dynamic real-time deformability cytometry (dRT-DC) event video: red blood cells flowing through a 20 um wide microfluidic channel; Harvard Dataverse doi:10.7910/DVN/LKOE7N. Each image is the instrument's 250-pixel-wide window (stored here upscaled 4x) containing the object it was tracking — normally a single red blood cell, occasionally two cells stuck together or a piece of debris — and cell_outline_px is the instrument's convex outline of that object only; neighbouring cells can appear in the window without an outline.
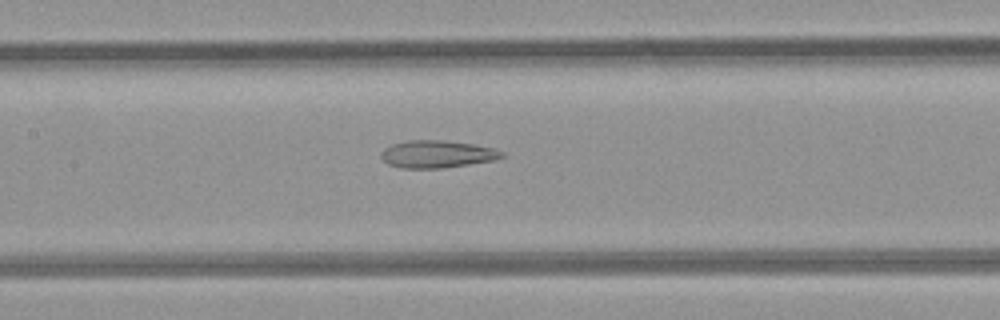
{"species": "common noctule bat (a hibernating species)", "species_latin": "Nyctalus noctula", "temperature_condition": "room temperature", "stored_images_in_passage": 39, "camera_frame_rate_fps": 3000, "um_per_image_px": 0.085, "animal": {"sex": "female", "body_mass_g": 21.9}, "frame": {"image": 1, "passage_image": 15, "time_ms": 4.667, "image_size_px": [1000, 320], "cell_outline_px": [[504, 156], [496, 160], [440, 168], [400, 168], [388, 164], [380, 156], [380, 152], [384, 148], [392, 144], [408, 140], [444, 140], [476, 144], [496, 148], [504, 152]], "centroid_in_image_um": [37.17, 13.09], "position_along_channel_um": 170.2, "area_um2": 19.48}}
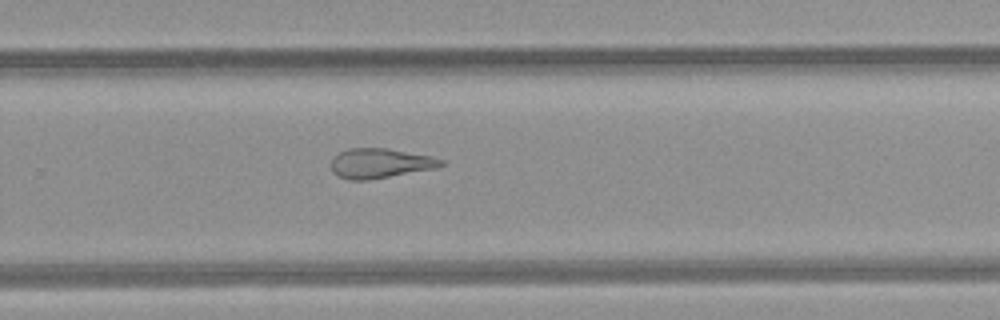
{"frame": {"image": 2, "passage_image": 24, "time_ms": 7.667, "image_size_px": [1000, 320], "cell_outline_px": [[444, 164], [436, 168], [368, 180], [348, 180], [332, 172], [332, 156], [348, 148], [388, 148], [432, 156], [444, 160]], "centroid_in_image_um": [32.31, 13.87], "position_along_channel_um": 297.5, "area_um2": 19.07}}
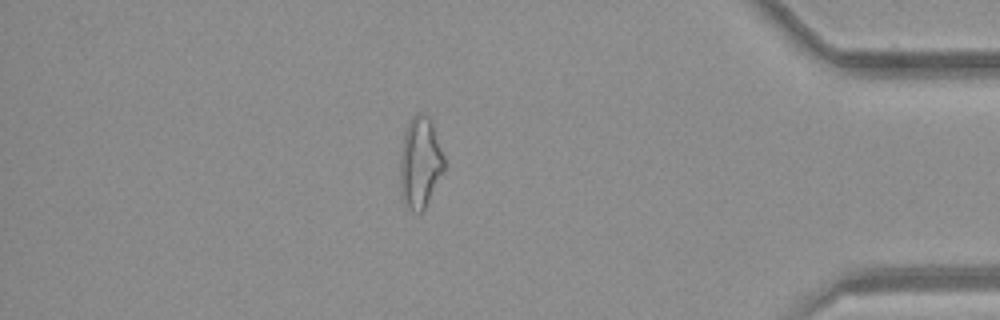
{"frame": {"image": 3, "passage_image": 34, "time_ms": 11.0, "image_size_px": [1000, 320], "cell_outline_px": [[444, 168], [424, 208], [420, 212], [416, 212], [404, 204], [400, 188], [400, 160], [404, 132], [412, 116], [416, 112], [424, 112], [432, 120], [444, 156]], "centroid_in_image_um": [35.7, 13.75], "position_along_channel_um": 399.5, "area_um2": 23.24}, "authors_computed_cell_mechanics": {"area_um2": 21.675, "velocity_mm_per_s": 4.2579, "shape_relaxation_time_tau1_ms": null, "shape_relaxation_time_tau2_ms": 5.0731, "deformation_change_tau1": null, "deformation_change_tau2": 0.1854}}